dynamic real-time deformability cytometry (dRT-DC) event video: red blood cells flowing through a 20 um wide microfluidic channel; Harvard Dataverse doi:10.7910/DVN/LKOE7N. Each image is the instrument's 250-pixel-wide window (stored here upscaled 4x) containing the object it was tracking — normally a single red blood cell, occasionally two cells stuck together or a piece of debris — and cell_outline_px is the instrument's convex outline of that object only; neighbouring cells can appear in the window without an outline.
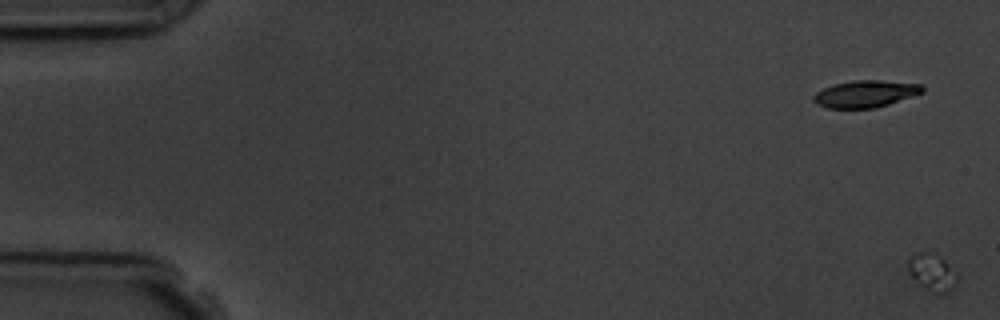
{"species": "common noctule bat (a hibernating species)", "species_latin": "Nyctalus noctula", "temperature_condition": "room temperature", "stored_images_in_passage": 4, "camera_frame_rate_fps": 3000, "um_per_image_px": 0.085, "animal": {"sex": "male", "body_mass_g": 19.5, "forearm_length_mm": 54.6}, "frame": {"image": 1, "passage_image": 1, "time_ms": 0.0, "image_size_px": [1000, 320], "cell_outline_px": [[956, 284], [948, 292], [936, 296], [916, 284], [908, 272], [908, 260], [912, 256], [920, 252], [928, 252], [944, 260], [948, 264], [956, 276]], "centroid_in_image_um": [79.18, 23.23], "position_along_channel_um": 5.8, "area_um2": 10.64}}